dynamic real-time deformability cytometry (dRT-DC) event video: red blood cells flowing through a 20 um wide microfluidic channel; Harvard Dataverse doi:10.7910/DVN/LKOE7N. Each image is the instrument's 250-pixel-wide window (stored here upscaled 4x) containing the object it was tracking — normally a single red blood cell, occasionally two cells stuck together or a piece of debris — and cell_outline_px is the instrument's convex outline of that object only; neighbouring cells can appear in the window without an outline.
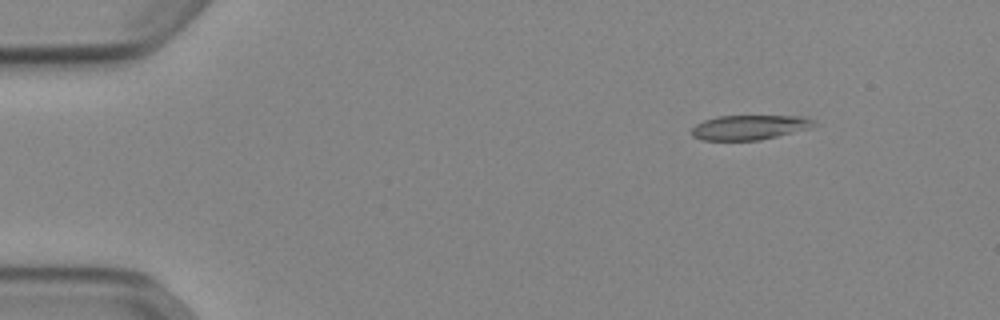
{"species": "Egyptian fruit bat (a non-hibernating species)", "species_latin": "Rousettus aegyptiacus", "temperature_condition": "cold", "stored_images_in_passage": 46, "camera_frame_rate_fps": 3000, "um_per_image_px": 0.085, "animal": {"sex": "female"}, "frame": {"image": 1, "passage_image": 1, "time_ms": 0.0, "image_size_px": [1000, 320], "cell_outline_px": [[820, 124], [808, 128], [760, 140], [700, 140], [692, 136], [692, 128], [696, 124], [704, 120], [716, 116], [804, 116], [816, 120]], "centroid_in_image_um": [63.71, 10.81], "position_along_channel_um": 21.3, "area_um2": 17.63}}
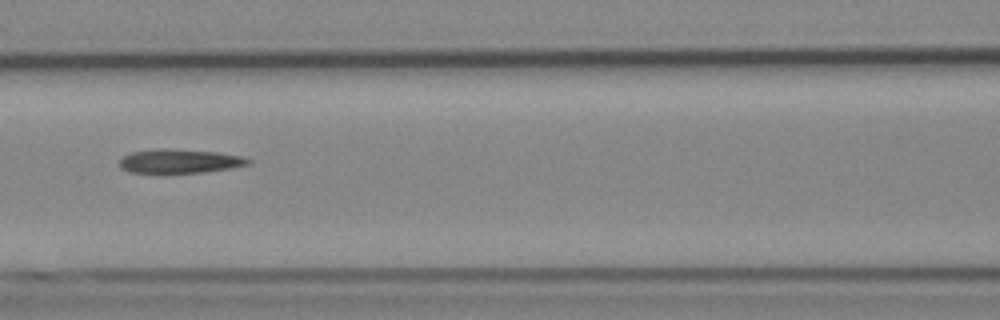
{"frame": {"image": 2, "passage_image": 18, "time_ms": 5.667, "image_size_px": [1000, 320], "cell_outline_px": [[252, 164], [232, 168], [204, 172], [164, 176], [128, 172], [120, 168], [120, 160], [124, 156], [132, 152], [160, 148], [164, 148], [216, 152], [244, 156], [252, 160]], "centroid_in_image_um": [15.26, 13.75], "position_along_channel_um": 151.3, "area_um2": 19.02}}
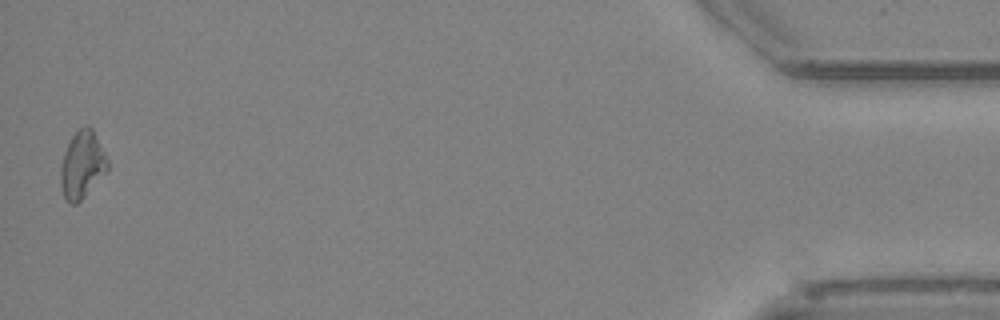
{"frame": {"image": 3, "passage_image": 46, "time_ms": 15.0, "image_size_px": [1000, 320], "cell_outline_px": [[108, 168], [80, 200], [76, 204], [72, 204], [64, 196], [60, 184], [60, 168], [64, 152], [72, 136], [84, 124], [92, 128], [108, 160]], "centroid_in_image_um": [6.96, 13.98], "position_along_channel_um": 428.2, "area_um2": 17.86}, "authors_computed_cell_mechanics": {"area_um2": 18.1781, "velocity_mm_per_s": 3.8955, "shape_relaxation_time_tau1_ms": null, "shape_relaxation_time_tau2_ms": 5.6812, "deformation_change_tau1": null, "deformation_change_tau2": 0.1698}}